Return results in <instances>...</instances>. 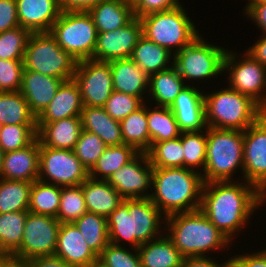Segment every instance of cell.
I'll return each instance as SVG.
<instances>
[{
    "instance_id": "f1b7e54d",
    "label": "cell",
    "mask_w": 266,
    "mask_h": 267,
    "mask_svg": "<svg viewBox=\"0 0 266 267\" xmlns=\"http://www.w3.org/2000/svg\"><path fill=\"white\" fill-rule=\"evenodd\" d=\"M142 267H181L184 256L167 235H162L138 248Z\"/></svg>"
},
{
    "instance_id": "5bb4252c",
    "label": "cell",
    "mask_w": 266,
    "mask_h": 267,
    "mask_svg": "<svg viewBox=\"0 0 266 267\" xmlns=\"http://www.w3.org/2000/svg\"><path fill=\"white\" fill-rule=\"evenodd\" d=\"M60 225L55 217L28 212L22 243L12 256L28 260L54 255Z\"/></svg>"
},
{
    "instance_id": "db71d44e",
    "label": "cell",
    "mask_w": 266,
    "mask_h": 267,
    "mask_svg": "<svg viewBox=\"0 0 266 267\" xmlns=\"http://www.w3.org/2000/svg\"><path fill=\"white\" fill-rule=\"evenodd\" d=\"M104 0H60L63 13L89 12L94 6Z\"/></svg>"
},
{
    "instance_id": "1f68e13d",
    "label": "cell",
    "mask_w": 266,
    "mask_h": 267,
    "mask_svg": "<svg viewBox=\"0 0 266 267\" xmlns=\"http://www.w3.org/2000/svg\"><path fill=\"white\" fill-rule=\"evenodd\" d=\"M147 103L120 121L123 144L133 146L138 152L150 149V135L147 122Z\"/></svg>"
},
{
    "instance_id": "e575fe53",
    "label": "cell",
    "mask_w": 266,
    "mask_h": 267,
    "mask_svg": "<svg viewBox=\"0 0 266 267\" xmlns=\"http://www.w3.org/2000/svg\"><path fill=\"white\" fill-rule=\"evenodd\" d=\"M153 108L147 107L150 148L154 143L176 139L182 133L169 107L153 106Z\"/></svg>"
},
{
    "instance_id": "d4e9b609",
    "label": "cell",
    "mask_w": 266,
    "mask_h": 267,
    "mask_svg": "<svg viewBox=\"0 0 266 267\" xmlns=\"http://www.w3.org/2000/svg\"><path fill=\"white\" fill-rule=\"evenodd\" d=\"M81 131V117L37 123V139L45 147L73 150Z\"/></svg>"
},
{
    "instance_id": "ac0fdd59",
    "label": "cell",
    "mask_w": 266,
    "mask_h": 267,
    "mask_svg": "<svg viewBox=\"0 0 266 267\" xmlns=\"http://www.w3.org/2000/svg\"><path fill=\"white\" fill-rule=\"evenodd\" d=\"M181 132H198L207 129L204 92L187 84L169 107Z\"/></svg>"
},
{
    "instance_id": "ee69618b",
    "label": "cell",
    "mask_w": 266,
    "mask_h": 267,
    "mask_svg": "<svg viewBox=\"0 0 266 267\" xmlns=\"http://www.w3.org/2000/svg\"><path fill=\"white\" fill-rule=\"evenodd\" d=\"M30 34L28 29L21 26L0 32V59L24 60Z\"/></svg>"
},
{
    "instance_id": "7dc6e473",
    "label": "cell",
    "mask_w": 266,
    "mask_h": 267,
    "mask_svg": "<svg viewBox=\"0 0 266 267\" xmlns=\"http://www.w3.org/2000/svg\"><path fill=\"white\" fill-rule=\"evenodd\" d=\"M143 104L139 97L113 91L103 108L110 117L120 122Z\"/></svg>"
},
{
    "instance_id": "2e32d148",
    "label": "cell",
    "mask_w": 266,
    "mask_h": 267,
    "mask_svg": "<svg viewBox=\"0 0 266 267\" xmlns=\"http://www.w3.org/2000/svg\"><path fill=\"white\" fill-rule=\"evenodd\" d=\"M143 164V165H142ZM151 165L147 152H139L130 162L106 180L124 199L150 198L152 188Z\"/></svg>"
},
{
    "instance_id": "6125c7cd",
    "label": "cell",
    "mask_w": 266,
    "mask_h": 267,
    "mask_svg": "<svg viewBox=\"0 0 266 267\" xmlns=\"http://www.w3.org/2000/svg\"><path fill=\"white\" fill-rule=\"evenodd\" d=\"M248 2H266V0H248Z\"/></svg>"
},
{
    "instance_id": "ffe728a7",
    "label": "cell",
    "mask_w": 266,
    "mask_h": 267,
    "mask_svg": "<svg viewBox=\"0 0 266 267\" xmlns=\"http://www.w3.org/2000/svg\"><path fill=\"white\" fill-rule=\"evenodd\" d=\"M22 28L32 32H50L61 14L60 0H16Z\"/></svg>"
},
{
    "instance_id": "4fadbf2b",
    "label": "cell",
    "mask_w": 266,
    "mask_h": 267,
    "mask_svg": "<svg viewBox=\"0 0 266 267\" xmlns=\"http://www.w3.org/2000/svg\"><path fill=\"white\" fill-rule=\"evenodd\" d=\"M243 173L245 182L259 189V207L266 202V116L244 131Z\"/></svg>"
},
{
    "instance_id": "30bf717a",
    "label": "cell",
    "mask_w": 266,
    "mask_h": 267,
    "mask_svg": "<svg viewBox=\"0 0 266 267\" xmlns=\"http://www.w3.org/2000/svg\"><path fill=\"white\" fill-rule=\"evenodd\" d=\"M227 49L208 44L199 35L191 44L174 53L173 66L184 82L207 80L224 73V58Z\"/></svg>"
},
{
    "instance_id": "be15d7a7",
    "label": "cell",
    "mask_w": 266,
    "mask_h": 267,
    "mask_svg": "<svg viewBox=\"0 0 266 267\" xmlns=\"http://www.w3.org/2000/svg\"><path fill=\"white\" fill-rule=\"evenodd\" d=\"M226 267H235L231 262Z\"/></svg>"
},
{
    "instance_id": "8992f818",
    "label": "cell",
    "mask_w": 266,
    "mask_h": 267,
    "mask_svg": "<svg viewBox=\"0 0 266 267\" xmlns=\"http://www.w3.org/2000/svg\"><path fill=\"white\" fill-rule=\"evenodd\" d=\"M206 164L202 171L204 183L234 181L235 170L243 172L244 131L207 127Z\"/></svg>"
},
{
    "instance_id": "44dd1931",
    "label": "cell",
    "mask_w": 266,
    "mask_h": 267,
    "mask_svg": "<svg viewBox=\"0 0 266 267\" xmlns=\"http://www.w3.org/2000/svg\"><path fill=\"white\" fill-rule=\"evenodd\" d=\"M40 142L36 138L27 147L4 153L1 178L33 182L38 180Z\"/></svg>"
},
{
    "instance_id": "f6af8a7d",
    "label": "cell",
    "mask_w": 266,
    "mask_h": 267,
    "mask_svg": "<svg viewBox=\"0 0 266 267\" xmlns=\"http://www.w3.org/2000/svg\"><path fill=\"white\" fill-rule=\"evenodd\" d=\"M107 145L96 134L82 130L73 149L76 157L89 171L104 153Z\"/></svg>"
},
{
    "instance_id": "e0dca14e",
    "label": "cell",
    "mask_w": 266,
    "mask_h": 267,
    "mask_svg": "<svg viewBox=\"0 0 266 267\" xmlns=\"http://www.w3.org/2000/svg\"><path fill=\"white\" fill-rule=\"evenodd\" d=\"M141 36L142 23L138 17H134L122 28L97 32L93 60L110 62L130 58Z\"/></svg>"
},
{
    "instance_id": "94428289",
    "label": "cell",
    "mask_w": 266,
    "mask_h": 267,
    "mask_svg": "<svg viewBox=\"0 0 266 267\" xmlns=\"http://www.w3.org/2000/svg\"><path fill=\"white\" fill-rule=\"evenodd\" d=\"M3 155H4V152H3V150L0 148V178H1V169H2Z\"/></svg>"
},
{
    "instance_id": "83f0119b",
    "label": "cell",
    "mask_w": 266,
    "mask_h": 267,
    "mask_svg": "<svg viewBox=\"0 0 266 267\" xmlns=\"http://www.w3.org/2000/svg\"><path fill=\"white\" fill-rule=\"evenodd\" d=\"M97 32H108L124 27L133 18L131 0H104L88 12Z\"/></svg>"
},
{
    "instance_id": "ab89813d",
    "label": "cell",
    "mask_w": 266,
    "mask_h": 267,
    "mask_svg": "<svg viewBox=\"0 0 266 267\" xmlns=\"http://www.w3.org/2000/svg\"><path fill=\"white\" fill-rule=\"evenodd\" d=\"M184 149L180 137L154 143L147 151L153 168L184 167Z\"/></svg>"
},
{
    "instance_id": "8d00e7d4",
    "label": "cell",
    "mask_w": 266,
    "mask_h": 267,
    "mask_svg": "<svg viewBox=\"0 0 266 267\" xmlns=\"http://www.w3.org/2000/svg\"><path fill=\"white\" fill-rule=\"evenodd\" d=\"M28 212L0 214V255H12L20 247Z\"/></svg>"
},
{
    "instance_id": "681fc988",
    "label": "cell",
    "mask_w": 266,
    "mask_h": 267,
    "mask_svg": "<svg viewBox=\"0 0 266 267\" xmlns=\"http://www.w3.org/2000/svg\"><path fill=\"white\" fill-rule=\"evenodd\" d=\"M134 17L166 11L181 6L178 0H131Z\"/></svg>"
},
{
    "instance_id": "e7e4bbea",
    "label": "cell",
    "mask_w": 266,
    "mask_h": 267,
    "mask_svg": "<svg viewBox=\"0 0 266 267\" xmlns=\"http://www.w3.org/2000/svg\"><path fill=\"white\" fill-rule=\"evenodd\" d=\"M263 115L266 116V106H265L264 109H263Z\"/></svg>"
},
{
    "instance_id": "7bdbcfd3",
    "label": "cell",
    "mask_w": 266,
    "mask_h": 267,
    "mask_svg": "<svg viewBox=\"0 0 266 267\" xmlns=\"http://www.w3.org/2000/svg\"><path fill=\"white\" fill-rule=\"evenodd\" d=\"M37 138V125H3L0 131V148L4 153L20 150Z\"/></svg>"
},
{
    "instance_id": "7c38bea8",
    "label": "cell",
    "mask_w": 266,
    "mask_h": 267,
    "mask_svg": "<svg viewBox=\"0 0 266 267\" xmlns=\"http://www.w3.org/2000/svg\"><path fill=\"white\" fill-rule=\"evenodd\" d=\"M88 177L89 171L73 150L40 145L39 181L65 187L82 184Z\"/></svg>"
},
{
    "instance_id": "91938a15",
    "label": "cell",
    "mask_w": 266,
    "mask_h": 267,
    "mask_svg": "<svg viewBox=\"0 0 266 267\" xmlns=\"http://www.w3.org/2000/svg\"><path fill=\"white\" fill-rule=\"evenodd\" d=\"M85 267H108L106 266L99 258L96 259L95 261L91 262Z\"/></svg>"
},
{
    "instance_id": "11a10c76",
    "label": "cell",
    "mask_w": 266,
    "mask_h": 267,
    "mask_svg": "<svg viewBox=\"0 0 266 267\" xmlns=\"http://www.w3.org/2000/svg\"><path fill=\"white\" fill-rule=\"evenodd\" d=\"M26 267H73L55 255L35 257L26 260Z\"/></svg>"
},
{
    "instance_id": "74e56055",
    "label": "cell",
    "mask_w": 266,
    "mask_h": 267,
    "mask_svg": "<svg viewBox=\"0 0 266 267\" xmlns=\"http://www.w3.org/2000/svg\"><path fill=\"white\" fill-rule=\"evenodd\" d=\"M61 197V187L39 180L32 182L28 211L57 217Z\"/></svg>"
},
{
    "instance_id": "603a6c76",
    "label": "cell",
    "mask_w": 266,
    "mask_h": 267,
    "mask_svg": "<svg viewBox=\"0 0 266 267\" xmlns=\"http://www.w3.org/2000/svg\"><path fill=\"white\" fill-rule=\"evenodd\" d=\"M83 109L81 91L74 79L63 81L37 123H50L70 117H80Z\"/></svg>"
},
{
    "instance_id": "7a4b0ae2",
    "label": "cell",
    "mask_w": 266,
    "mask_h": 267,
    "mask_svg": "<svg viewBox=\"0 0 266 267\" xmlns=\"http://www.w3.org/2000/svg\"><path fill=\"white\" fill-rule=\"evenodd\" d=\"M162 215L149 198L124 199L107 217L109 243L120 246L124 240L134 249L162 236Z\"/></svg>"
},
{
    "instance_id": "4316f807",
    "label": "cell",
    "mask_w": 266,
    "mask_h": 267,
    "mask_svg": "<svg viewBox=\"0 0 266 267\" xmlns=\"http://www.w3.org/2000/svg\"><path fill=\"white\" fill-rule=\"evenodd\" d=\"M80 117L82 130L96 134L107 146L123 144L120 122L110 117L103 107L83 106Z\"/></svg>"
},
{
    "instance_id": "5b68a950",
    "label": "cell",
    "mask_w": 266,
    "mask_h": 267,
    "mask_svg": "<svg viewBox=\"0 0 266 267\" xmlns=\"http://www.w3.org/2000/svg\"><path fill=\"white\" fill-rule=\"evenodd\" d=\"M207 127L245 131L262 115L263 108L229 86L204 94Z\"/></svg>"
},
{
    "instance_id": "277c9868",
    "label": "cell",
    "mask_w": 266,
    "mask_h": 267,
    "mask_svg": "<svg viewBox=\"0 0 266 267\" xmlns=\"http://www.w3.org/2000/svg\"><path fill=\"white\" fill-rule=\"evenodd\" d=\"M165 220L166 235L184 257H205L232 244L200 209L174 213Z\"/></svg>"
},
{
    "instance_id": "484cf974",
    "label": "cell",
    "mask_w": 266,
    "mask_h": 267,
    "mask_svg": "<svg viewBox=\"0 0 266 267\" xmlns=\"http://www.w3.org/2000/svg\"><path fill=\"white\" fill-rule=\"evenodd\" d=\"M82 191L88 212L108 217L124 200L106 180L88 177L82 183Z\"/></svg>"
},
{
    "instance_id": "9f6ffc18",
    "label": "cell",
    "mask_w": 266,
    "mask_h": 267,
    "mask_svg": "<svg viewBox=\"0 0 266 267\" xmlns=\"http://www.w3.org/2000/svg\"><path fill=\"white\" fill-rule=\"evenodd\" d=\"M230 263V258L224 264H218L210 257H184L181 267H226Z\"/></svg>"
},
{
    "instance_id": "9c48e42d",
    "label": "cell",
    "mask_w": 266,
    "mask_h": 267,
    "mask_svg": "<svg viewBox=\"0 0 266 267\" xmlns=\"http://www.w3.org/2000/svg\"><path fill=\"white\" fill-rule=\"evenodd\" d=\"M50 33L56 39L57 44L77 62L93 60L97 30L88 12H61Z\"/></svg>"
},
{
    "instance_id": "f907efd6",
    "label": "cell",
    "mask_w": 266,
    "mask_h": 267,
    "mask_svg": "<svg viewBox=\"0 0 266 267\" xmlns=\"http://www.w3.org/2000/svg\"><path fill=\"white\" fill-rule=\"evenodd\" d=\"M20 26L16 0H0V32Z\"/></svg>"
},
{
    "instance_id": "52a82bcc",
    "label": "cell",
    "mask_w": 266,
    "mask_h": 267,
    "mask_svg": "<svg viewBox=\"0 0 266 267\" xmlns=\"http://www.w3.org/2000/svg\"><path fill=\"white\" fill-rule=\"evenodd\" d=\"M139 19L142 23V35L173 54L191 44L200 35L183 5L150 13Z\"/></svg>"
},
{
    "instance_id": "60d3db41",
    "label": "cell",
    "mask_w": 266,
    "mask_h": 267,
    "mask_svg": "<svg viewBox=\"0 0 266 267\" xmlns=\"http://www.w3.org/2000/svg\"><path fill=\"white\" fill-rule=\"evenodd\" d=\"M87 212L82 184L61 187L57 219L61 223H74Z\"/></svg>"
},
{
    "instance_id": "3957f363",
    "label": "cell",
    "mask_w": 266,
    "mask_h": 267,
    "mask_svg": "<svg viewBox=\"0 0 266 267\" xmlns=\"http://www.w3.org/2000/svg\"><path fill=\"white\" fill-rule=\"evenodd\" d=\"M202 174L184 167L154 168L150 200L165 217L200 209Z\"/></svg>"
},
{
    "instance_id": "bcb514c9",
    "label": "cell",
    "mask_w": 266,
    "mask_h": 267,
    "mask_svg": "<svg viewBox=\"0 0 266 267\" xmlns=\"http://www.w3.org/2000/svg\"><path fill=\"white\" fill-rule=\"evenodd\" d=\"M122 246L109 243L98 258L108 267H142L138 249L134 252Z\"/></svg>"
},
{
    "instance_id": "b9f144b4",
    "label": "cell",
    "mask_w": 266,
    "mask_h": 267,
    "mask_svg": "<svg viewBox=\"0 0 266 267\" xmlns=\"http://www.w3.org/2000/svg\"><path fill=\"white\" fill-rule=\"evenodd\" d=\"M206 129L198 132H182L181 142L184 149V168H200L201 174L206 164L207 137ZM205 133V134H204ZM203 168V169H202Z\"/></svg>"
},
{
    "instance_id": "9a60e30c",
    "label": "cell",
    "mask_w": 266,
    "mask_h": 267,
    "mask_svg": "<svg viewBox=\"0 0 266 267\" xmlns=\"http://www.w3.org/2000/svg\"><path fill=\"white\" fill-rule=\"evenodd\" d=\"M73 79L79 85L83 106L103 107L114 91L109 62L79 61Z\"/></svg>"
},
{
    "instance_id": "ba28073f",
    "label": "cell",
    "mask_w": 266,
    "mask_h": 267,
    "mask_svg": "<svg viewBox=\"0 0 266 267\" xmlns=\"http://www.w3.org/2000/svg\"><path fill=\"white\" fill-rule=\"evenodd\" d=\"M24 70L42 73L63 81L74 78L77 60L64 51L50 32H32L28 38Z\"/></svg>"
},
{
    "instance_id": "d590c367",
    "label": "cell",
    "mask_w": 266,
    "mask_h": 267,
    "mask_svg": "<svg viewBox=\"0 0 266 267\" xmlns=\"http://www.w3.org/2000/svg\"><path fill=\"white\" fill-rule=\"evenodd\" d=\"M74 224L83 235L91 250L99 256L109 244L107 218L92 212H86Z\"/></svg>"
},
{
    "instance_id": "6da1fadb",
    "label": "cell",
    "mask_w": 266,
    "mask_h": 267,
    "mask_svg": "<svg viewBox=\"0 0 266 267\" xmlns=\"http://www.w3.org/2000/svg\"><path fill=\"white\" fill-rule=\"evenodd\" d=\"M245 183L214 181L204 183L202 190L200 210L231 243L259 208V189Z\"/></svg>"
},
{
    "instance_id": "6f0895ef",
    "label": "cell",
    "mask_w": 266,
    "mask_h": 267,
    "mask_svg": "<svg viewBox=\"0 0 266 267\" xmlns=\"http://www.w3.org/2000/svg\"><path fill=\"white\" fill-rule=\"evenodd\" d=\"M262 34L253 46L246 49V52L266 67V33Z\"/></svg>"
},
{
    "instance_id": "680465c9",
    "label": "cell",
    "mask_w": 266,
    "mask_h": 267,
    "mask_svg": "<svg viewBox=\"0 0 266 267\" xmlns=\"http://www.w3.org/2000/svg\"><path fill=\"white\" fill-rule=\"evenodd\" d=\"M0 267H26V260L12 255H0Z\"/></svg>"
},
{
    "instance_id": "c3c4849f",
    "label": "cell",
    "mask_w": 266,
    "mask_h": 267,
    "mask_svg": "<svg viewBox=\"0 0 266 267\" xmlns=\"http://www.w3.org/2000/svg\"><path fill=\"white\" fill-rule=\"evenodd\" d=\"M23 70V60L0 59V92L20 91Z\"/></svg>"
},
{
    "instance_id": "816d5d0a",
    "label": "cell",
    "mask_w": 266,
    "mask_h": 267,
    "mask_svg": "<svg viewBox=\"0 0 266 267\" xmlns=\"http://www.w3.org/2000/svg\"><path fill=\"white\" fill-rule=\"evenodd\" d=\"M235 267H266V249L253 254L236 255L230 258Z\"/></svg>"
},
{
    "instance_id": "f5cc1de1",
    "label": "cell",
    "mask_w": 266,
    "mask_h": 267,
    "mask_svg": "<svg viewBox=\"0 0 266 267\" xmlns=\"http://www.w3.org/2000/svg\"><path fill=\"white\" fill-rule=\"evenodd\" d=\"M243 13L266 33V2H248Z\"/></svg>"
},
{
    "instance_id": "cb8c5ba5",
    "label": "cell",
    "mask_w": 266,
    "mask_h": 267,
    "mask_svg": "<svg viewBox=\"0 0 266 267\" xmlns=\"http://www.w3.org/2000/svg\"><path fill=\"white\" fill-rule=\"evenodd\" d=\"M113 90L139 97L145 103L149 88V75L146 74L131 58L110 61ZM147 90V91H146Z\"/></svg>"
},
{
    "instance_id": "d6a6232c",
    "label": "cell",
    "mask_w": 266,
    "mask_h": 267,
    "mask_svg": "<svg viewBox=\"0 0 266 267\" xmlns=\"http://www.w3.org/2000/svg\"><path fill=\"white\" fill-rule=\"evenodd\" d=\"M0 123L3 125H37V118L20 91L0 92Z\"/></svg>"
},
{
    "instance_id": "f546056e",
    "label": "cell",
    "mask_w": 266,
    "mask_h": 267,
    "mask_svg": "<svg viewBox=\"0 0 266 267\" xmlns=\"http://www.w3.org/2000/svg\"><path fill=\"white\" fill-rule=\"evenodd\" d=\"M130 58L150 76L171 68L173 61H170L173 60L174 54L142 35L133 48Z\"/></svg>"
},
{
    "instance_id": "836d02e7",
    "label": "cell",
    "mask_w": 266,
    "mask_h": 267,
    "mask_svg": "<svg viewBox=\"0 0 266 267\" xmlns=\"http://www.w3.org/2000/svg\"><path fill=\"white\" fill-rule=\"evenodd\" d=\"M138 153L133 146L128 144L107 146L104 153L89 170V177L96 180H107L110 175L130 162Z\"/></svg>"
},
{
    "instance_id": "4dcf8cb0",
    "label": "cell",
    "mask_w": 266,
    "mask_h": 267,
    "mask_svg": "<svg viewBox=\"0 0 266 267\" xmlns=\"http://www.w3.org/2000/svg\"><path fill=\"white\" fill-rule=\"evenodd\" d=\"M186 84L177 69L172 66L149 76V98L152 96L157 102L155 106L170 107Z\"/></svg>"
},
{
    "instance_id": "f35d334b",
    "label": "cell",
    "mask_w": 266,
    "mask_h": 267,
    "mask_svg": "<svg viewBox=\"0 0 266 267\" xmlns=\"http://www.w3.org/2000/svg\"><path fill=\"white\" fill-rule=\"evenodd\" d=\"M32 182L0 178V214L28 210Z\"/></svg>"
},
{
    "instance_id": "7402d4cb",
    "label": "cell",
    "mask_w": 266,
    "mask_h": 267,
    "mask_svg": "<svg viewBox=\"0 0 266 267\" xmlns=\"http://www.w3.org/2000/svg\"><path fill=\"white\" fill-rule=\"evenodd\" d=\"M63 82L62 79L42 73L23 70L20 93L36 118L45 110L56 91Z\"/></svg>"
},
{
    "instance_id": "8fae6325",
    "label": "cell",
    "mask_w": 266,
    "mask_h": 267,
    "mask_svg": "<svg viewBox=\"0 0 266 267\" xmlns=\"http://www.w3.org/2000/svg\"><path fill=\"white\" fill-rule=\"evenodd\" d=\"M226 52L224 58V71L229 74L227 77L229 87L252 98L263 109L266 106V67L255 60L246 51L244 59H237V52ZM238 60V61H237ZM229 70V71H228Z\"/></svg>"
},
{
    "instance_id": "d6986e66",
    "label": "cell",
    "mask_w": 266,
    "mask_h": 267,
    "mask_svg": "<svg viewBox=\"0 0 266 267\" xmlns=\"http://www.w3.org/2000/svg\"><path fill=\"white\" fill-rule=\"evenodd\" d=\"M54 255L73 267H85L98 259L74 223H61Z\"/></svg>"
}]
</instances>
